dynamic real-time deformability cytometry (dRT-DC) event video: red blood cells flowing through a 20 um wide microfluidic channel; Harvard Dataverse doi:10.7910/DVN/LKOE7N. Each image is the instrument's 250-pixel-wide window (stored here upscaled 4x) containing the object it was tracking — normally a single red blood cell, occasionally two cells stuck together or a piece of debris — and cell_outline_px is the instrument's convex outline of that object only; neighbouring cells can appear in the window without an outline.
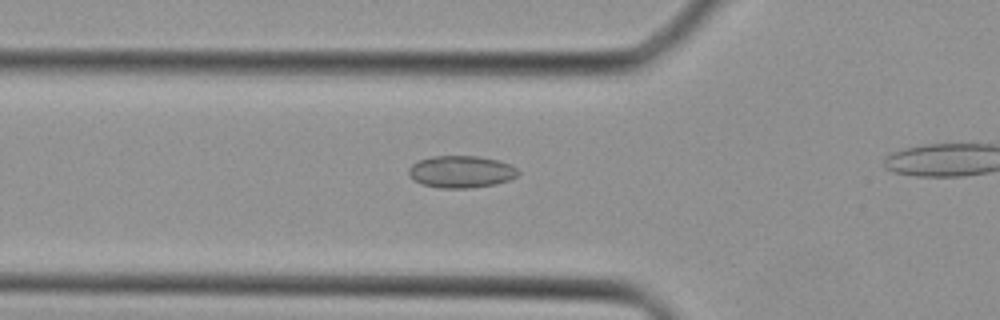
{"species": "Egyptian fruit bat (a non-hibernating species)", "species_latin": "Rousettus aegyptiacus", "temperature_condition": "cold", "stored_images_in_passage": 15, "camera_frame_rate_fps": 3000, "um_per_image_px": 0.085, "animal": {"sex": "female"}, "frame": {"image": 1, "passage_image": 11, "time_ms": 3.333, "image_size_px": [1000, 320], "cell_outline_px": [[520, 172], [516, 176], [508, 180], [496, 184], [472, 188], [440, 188], [420, 184], [408, 176], [408, 168], [412, 164], [420, 160], [432, 156], [476, 156], [496, 160], [508, 164], [516, 168]], "centroid_in_image_um": [39.15, 14.61], "position_along_channel_um": 86.7, "area_um2": 20.46}}
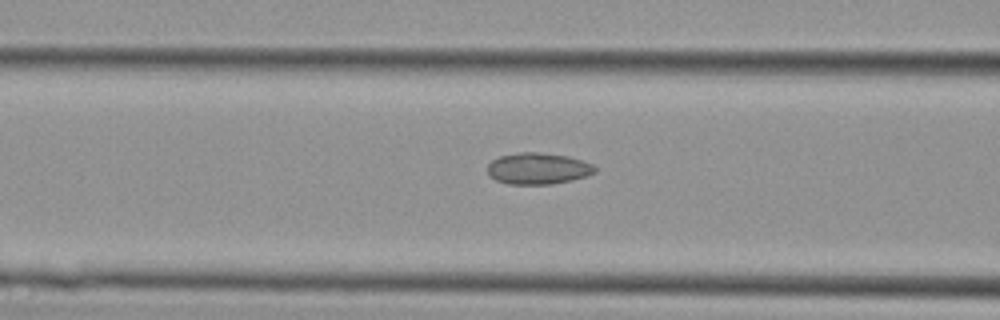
{"frame": {"image": 2, "passage_image": 13, "time_ms": 4.0, "image_size_px": [1000, 320], "cell_outline_px": [[596, 172], [572, 180], [552, 184], [508, 184], [496, 180], [488, 172], [488, 164], [492, 160], [500, 156], [520, 152], [536, 152], [568, 156], [592, 164], [596, 168]], "centroid_in_image_um": [45.72, 14.32], "position_along_channel_um": 120.9, "area_um2": 19.48}}